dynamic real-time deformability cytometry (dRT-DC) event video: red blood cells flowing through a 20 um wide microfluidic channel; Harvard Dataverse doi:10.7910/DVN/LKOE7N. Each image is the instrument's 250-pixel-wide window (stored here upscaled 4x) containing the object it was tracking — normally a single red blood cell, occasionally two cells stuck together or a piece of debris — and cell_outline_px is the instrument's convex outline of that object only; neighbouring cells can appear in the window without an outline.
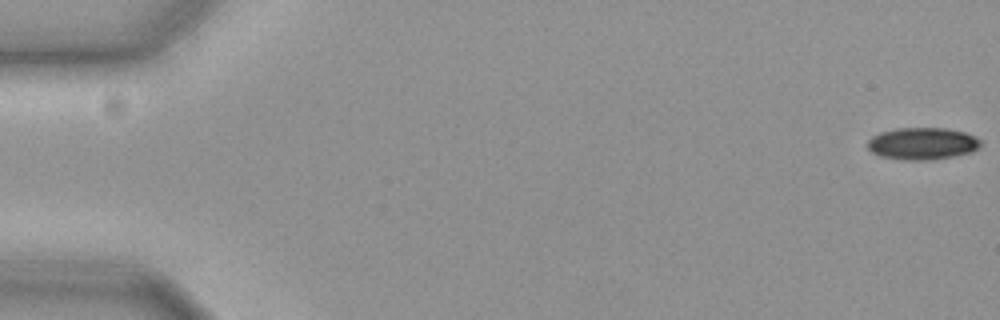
{"species": "common noctule bat (a hibernating species)", "species_latin": "Nyctalus noctula", "temperature_condition": "cold", "stored_images_in_passage": 58, "camera_frame_rate_fps": 3000, "um_per_image_px": 0.085, "animal": {"sex": "female", "body_mass_g": 19.3, "forearm_length_mm": 54.1}, "frame": {"image": 1, "passage_image": 1, "time_ms": 0.0, "image_size_px": [1000, 320], "cell_outline_px": [[980, 148], [972, 152], [956, 156], [932, 160], [904, 160], [880, 156], [872, 152], [868, 148], [868, 140], [872, 136], [880, 132], [900, 128], [944, 128], [964, 132], [976, 136], [980, 140]], "centroid_in_image_um": [78.43, 12.21], "position_along_channel_um": 6.6, "area_um2": 21.27}}
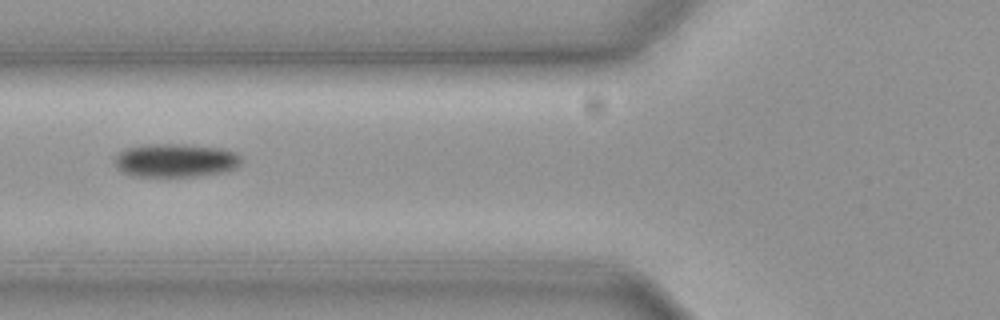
{"frame": {"image": 2, "passage_image": 23, "time_ms": 7.333, "image_size_px": [1000, 320], "cell_outline_px": [[240, 164], [236, 168], [224, 172], [196, 176], [132, 176], [116, 168], [116, 156], [120, 152], [128, 148], [148, 144], [184, 144], [224, 148], [236, 152], [240, 156]], "centroid_in_image_um": [14.96, 13.63], "position_along_channel_um": 110.8, "area_um2": 24.68}}
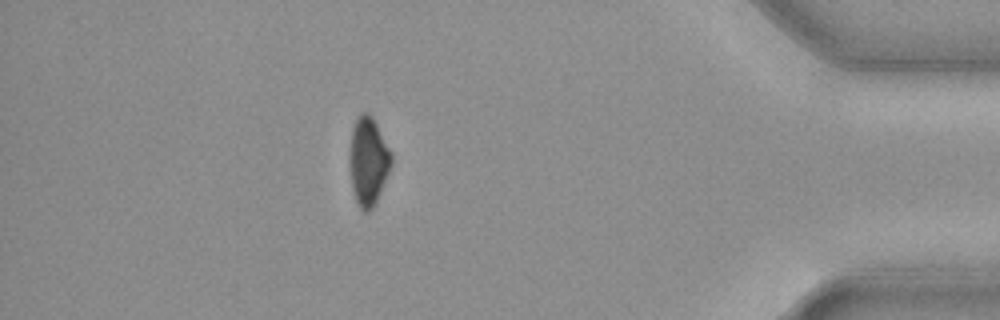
{"frame": {"image": 3, "passage_image": 51, "time_ms": 16.667, "image_size_px": [1000, 320], "cell_outline_px": [[392, 164], [376, 204], [368, 212], [364, 212], [360, 208], [356, 200], [352, 188], [348, 160], [348, 152], [352, 128], [356, 120], [364, 112], [368, 112], [372, 116], [392, 152]], "centroid_in_image_um": [31.29, 13.72], "position_along_channel_um": 403.9, "area_um2": 21.79}, "authors_computed_cell_mechanics": {"area_um2": 22.8021, "velocity_mm_per_s": 3.6453, "shape_relaxation_time_tau1_ms": 4.1604, "shape_relaxation_time_tau2_ms": null, "deformation_change_tau1": 0.08, "deformation_change_tau2": null}}